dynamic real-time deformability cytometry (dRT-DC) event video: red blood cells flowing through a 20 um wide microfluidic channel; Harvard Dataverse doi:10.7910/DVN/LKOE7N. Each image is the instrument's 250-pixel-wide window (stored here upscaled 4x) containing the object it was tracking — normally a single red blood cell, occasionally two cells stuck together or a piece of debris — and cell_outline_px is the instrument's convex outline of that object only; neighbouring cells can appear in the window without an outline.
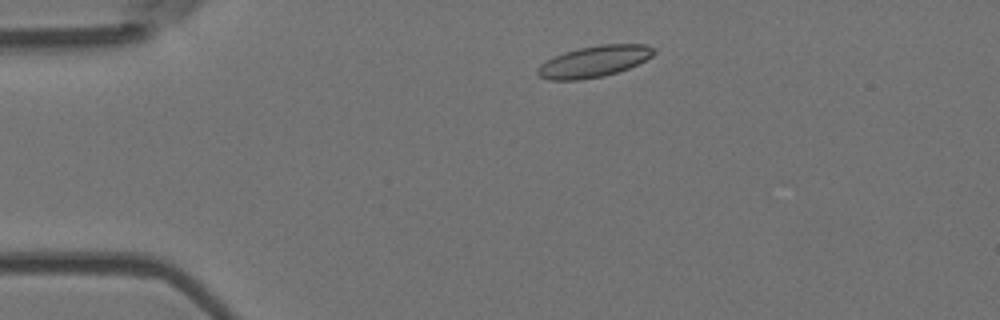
{"species": "Egyptian fruit bat (a non-hibernating species)", "species_latin": "Rousettus aegyptiacus", "temperature_condition": "room temperature", "stored_images_in_passage": 4, "camera_frame_rate_fps": 3000, "um_per_image_px": 0.085, "animal": {"sex": "female"}, "frame": {"image": 1, "passage_image": 2, "time_ms": 0.333, "image_size_px": [1000, 320], "cell_outline_px": [[656, 52], [652, 56], [628, 68], [604, 76], [580, 80], [548, 80], [540, 76], [536, 72], [540, 64], [552, 56], [564, 52], [580, 48], [600, 44], [648, 44]], "centroid_in_image_um": [50.46, 5.22], "position_along_channel_um": 34.5, "area_um2": 21.15}}
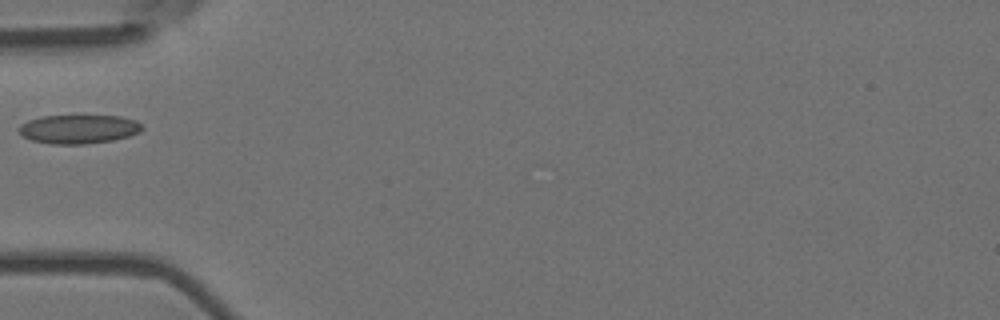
{"frame": {"image": 2, "passage_image": 4, "time_ms": 1.0, "image_size_px": [1000, 320], "cell_outline_px": [[144, 128], [140, 132], [128, 136], [112, 140], [84, 144], [52, 144], [32, 140], [24, 136], [16, 128], [20, 124], [28, 120], [40, 116], [120, 116], [136, 120]], "centroid_in_image_um": [6.67, 10.97], "position_along_channel_um": 78.3, "area_um2": 20.69}}